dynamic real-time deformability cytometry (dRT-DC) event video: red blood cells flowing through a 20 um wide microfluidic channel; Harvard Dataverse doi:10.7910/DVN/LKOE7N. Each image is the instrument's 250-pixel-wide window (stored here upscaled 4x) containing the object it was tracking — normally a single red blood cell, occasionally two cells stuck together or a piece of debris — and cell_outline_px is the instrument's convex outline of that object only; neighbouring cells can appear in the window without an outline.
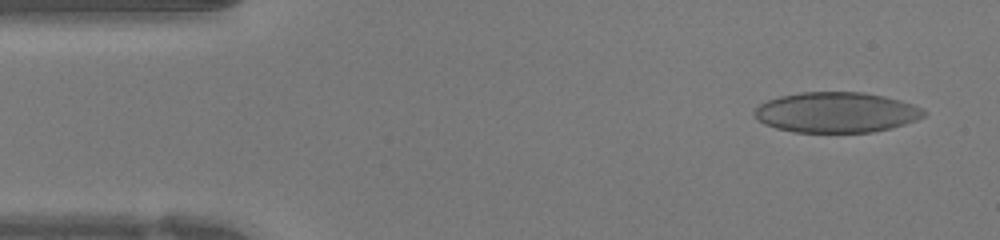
{"species": "human", "species_latin": "Homo sapiens", "temperature_condition": "warm", "stored_images_in_passage": 47, "camera_frame_rate_fps": 3000, "um_per_image_px": 0.085, "donor": {"sex": "female"}, "frame": {"image": 1, "passage_image": 3, "time_ms": 0.667, "image_size_px": [1000, 240], "cell_outline_px": [[928, 112], [924, 116], [916, 120], [904, 124], [872, 132], [796, 132], [776, 128], [764, 124], [756, 120], [752, 112], [760, 104], [768, 100], [780, 96], [800, 92], [864, 92], [884, 96], [900, 100], [912, 104]], "centroid_in_image_um": [71.05, 9.55], "position_along_channel_um": 13.9, "area_um2": 39.88}}
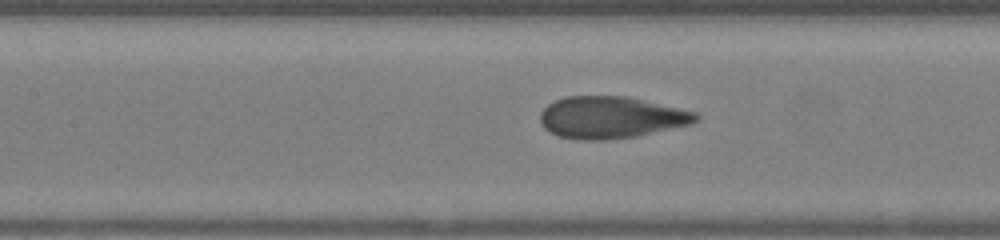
{"frame": {"image": 2, "passage_image": 20, "time_ms": 6.333, "image_size_px": [1000, 240], "cell_outline_px": [[700, 120], [692, 124], [636, 136], [608, 140], [580, 140], [560, 136], [544, 128], [540, 120], [540, 112], [548, 104], [564, 96], [624, 96], [696, 112], [700, 116]], "centroid_in_image_um": [51.94, 9.98], "position_along_channel_um": 155.5, "area_um2": 37.86}}
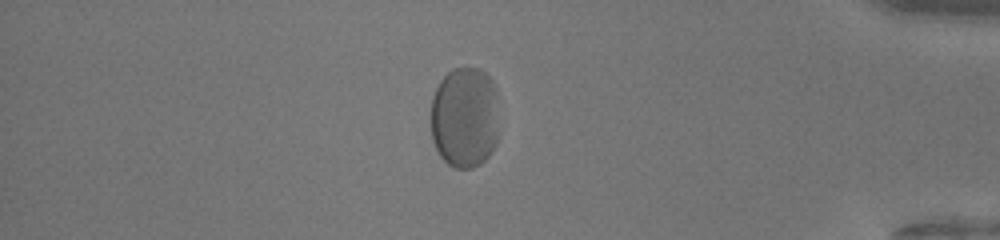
{"frame": {"image": 3, "passage_image": 40, "time_ms": 13.0, "image_size_px": [1000, 240], "cell_outline_px": [[496, 144], [488, 156], [480, 164], [472, 168], [452, 168], [440, 156], [432, 140], [432, 96], [440, 80], [452, 68], [480, 68], [492, 80], [496, 88]], "centroid_in_image_um": [39.48, 9.98], "position_along_channel_um": 395.7, "area_um2": 40.29}, "authors_computed_cell_mechanics": {"area_um2": 39.593, "velocity_mm_per_s": 4.2034, "shape_relaxation_time_tau1_ms": 4.0716, "shape_relaxation_time_tau2_ms": null, "deformation_change_tau1": 0.1238, "deformation_change_tau2": null}}